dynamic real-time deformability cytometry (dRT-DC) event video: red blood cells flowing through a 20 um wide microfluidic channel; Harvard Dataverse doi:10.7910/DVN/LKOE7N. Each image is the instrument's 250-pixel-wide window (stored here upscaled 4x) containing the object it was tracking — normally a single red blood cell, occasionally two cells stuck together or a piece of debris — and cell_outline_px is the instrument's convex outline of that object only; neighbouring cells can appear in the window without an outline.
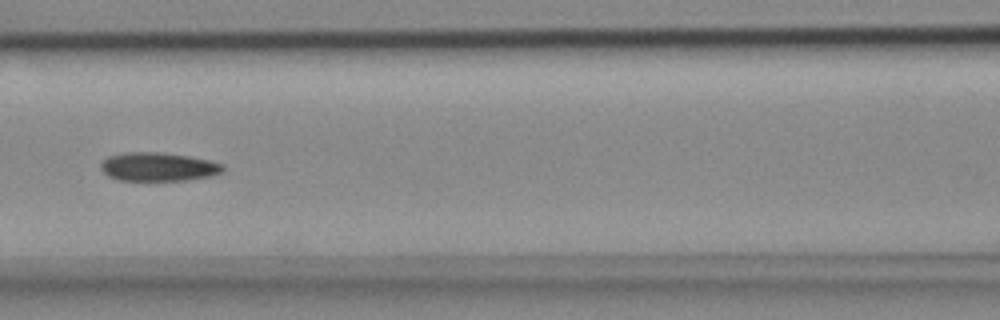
{"species": "common noctule bat (a hibernating species)", "species_latin": "Nyctalus noctula", "temperature_condition": "cold", "stored_images_in_passage": 7, "camera_frame_rate_fps": 3000, "um_per_image_px": 0.085, "animal": {"sex": "female", "body_mass_g": 18.4}, "frame": {"image": 1, "passage_image": 5, "time_ms": 1.333, "image_size_px": [1000, 320], "cell_outline_px": [[224, 172], [208, 176], [184, 180], [120, 180], [108, 176], [100, 168], [100, 164], [108, 156], [128, 152], [156, 152], [188, 156], [208, 160], [224, 164]], "centroid_in_image_um": [13.45, 14.17], "position_along_channel_um": 153.2, "area_um2": 20.17}}
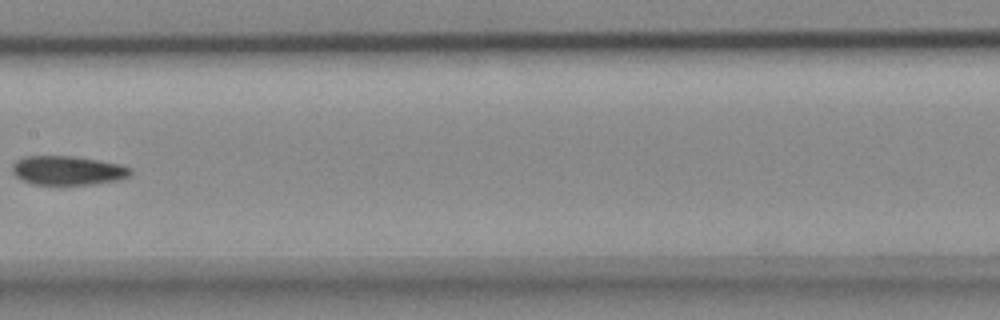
{"frame": {"image": 2, "passage_image": 6, "time_ms": 1.667, "image_size_px": [1000, 320], "cell_outline_px": [[132, 176], [120, 180], [92, 184], [60, 188], [32, 184], [20, 180], [12, 172], [12, 164], [16, 160], [24, 156], [72, 156], [120, 164], [132, 168]], "centroid_in_image_um": [5.74, 14.54], "position_along_channel_um": 201.7, "area_um2": 21.04}}
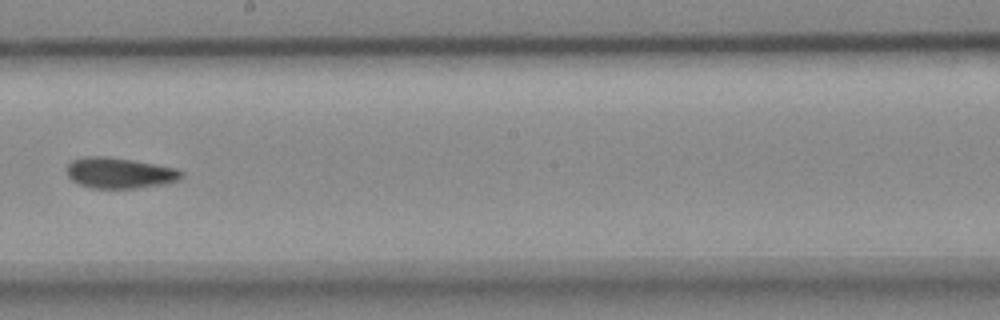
{"frame": {"image": 3, "passage_image": 7, "time_ms": 2.0, "image_size_px": [1000, 320], "cell_outline_px": [[184, 176], [180, 180], [168, 184], [136, 188], [92, 188], [80, 184], [72, 180], [68, 176], [68, 164], [72, 160], [88, 156], [108, 156], [132, 160], [176, 168], [184, 172]], "centroid_in_image_um": [10.23, 14.71], "position_along_channel_um": 238.0, "area_um2": 20.63}}